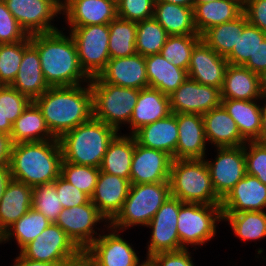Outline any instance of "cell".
Wrapping results in <instances>:
<instances>
[{
	"label": "cell",
	"mask_w": 266,
	"mask_h": 266,
	"mask_svg": "<svg viewBox=\"0 0 266 266\" xmlns=\"http://www.w3.org/2000/svg\"><path fill=\"white\" fill-rule=\"evenodd\" d=\"M27 35L58 30L51 21L62 14L61 0H4Z\"/></svg>",
	"instance_id": "obj_11"
},
{
	"label": "cell",
	"mask_w": 266,
	"mask_h": 266,
	"mask_svg": "<svg viewBox=\"0 0 266 266\" xmlns=\"http://www.w3.org/2000/svg\"><path fill=\"white\" fill-rule=\"evenodd\" d=\"M4 242V232L0 229V243Z\"/></svg>",
	"instance_id": "obj_62"
},
{
	"label": "cell",
	"mask_w": 266,
	"mask_h": 266,
	"mask_svg": "<svg viewBox=\"0 0 266 266\" xmlns=\"http://www.w3.org/2000/svg\"><path fill=\"white\" fill-rule=\"evenodd\" d=\"M260 91L263 99L266 98V70L259 75Z\"/></svg>",
	"instance_id": "obj_59"
},
{
	"label": "cell",
	"mask_w": 266,
	"mask_h": 266,
	"mask_svg": "<svg viewBox=\"0 0 266 266\" xmlns=\"http://www.w3.org/2000/svg\"><path fill=\"white\" fill-rule=\"evenodd\" d=\"M149 87L171 95L187 78L186 70L174 66L160 53L145 57Z\"/></svg>",
	"instance_id": "obj_31"
},
{
	"label": "cell",
	"mask_w": 266,
	"mask_h": 266,
	"mask_svg": "<svg viewBox=\"0 0 266 266\" xmlns=\"http://www.w3.org/2000/svg\"><path fill=\"white\" fill-rule=\"evenodd\" d=\"M169 114V96L156 88L147 87L139 90L136 106L130 118V134L133 135L142 126L166 118Z\"/></svg>",
	"instance_id": "obj_27"
},
{
	"label": "cell",
	"mask_w": 266,
	"mask_h": 266,
	"mask_svg": "<svg viewBox=\"0 0 266 266\" xmlns=\"http://www.w3.org/2000/svg\"><path fill=\"white\" fill-rule=\"evenodd\" d=\"M93 79L97 83H109L138 90L149 87L145 57L139 53L110 59L104 70Z\"/></svg>",
	"instance_id": "obj_18"
},
{
	"label": "cell",
	"mask_w": 266,
	"mask_h": 266,
	"mask_svg": "<svg viewBox=\"0 0 266 266\" xmlns=\"http://www.w3.org/2000/svg\"><path fill=\"white\" fill-rule=\"evenodd\" d=\"M171 196L184 203L220 205L205 159L173 160L170 171Z\"/></svg>",
	"instance_id": "obj_5"
},
{
	"label": "cell",
	"mask_w": 266,
	"mask_h": 266,
	"mask_svg": "<svg viewBox=\"0 0 266 266\" xmlns=\"http://www.w3.org/2000/svg\"><path fill=\"white\" fill-rule=\"evenodd\" d=\"M247 21L266 33V0H243Z\"/></svg>",
	"instance_id": "obj_52"
},
{
	"label": "cell",
	"mask_w": 266,
	"mask_h": 266,
	"mask_svg": "<svg viewBox=\"0 0 266 266\" xmlns=\"http://www.w3.org/2000/svg\"><path fill=\"white\" fill-rule=\"evenodd\" d=\"M10 136L13 144L56 139L51 134L40 109L33 101L14 122Z\"/></svg>",
	"instance_id": "obj_35"
},
{
	"label": "cell",
	"mask_w": 266,
	"mask_h": 266,
	"mask_svg": "<svg viewBox=\"0 0 266 266\" xmlns=\"http://www.w3.org/2000/svg\"><path fill=\"white\" fill-rule=\"evenodd\" d=\"M112 232L99 237L83 252L94 266H144L130 243H127L117 229L107 225Z\"/></svg>",
	"instance_id": "obj_13"
},
{
	"label": "cell",
	"mask_w": 266,
	"mask_h": 266,
	"mask_svg": "<svg viewBox=\"0 0 266 266\" xmlns=\"http://www.w3.org/2000/svg\"><path fill=\"white\" fill-rule=\"evenodd\" d=\"M167 37L165 29L154 17L137 22L136 52L143 57L160 53Z\"/></svg>",
	"instance_id": "obj_41"
},
{
	"label": "cell",
	"mask_w": 266,
	"mask_h": 266,
	"mask_svg": "<svg viewBox=\"0 0 266 266\" xmlns=\"http://www.w3.org/2000/svg\"><path fill=\"white\" fill-rule=\"evenodd\" d=\"M33 187L15 181L7 184L0 201V229L5 232L32 208Z\"/></svg>",
	"instance_id": "obj_30"
},
{
	"label": "cell",
	"mask_w": 266,
	"mask_h": 266,
	"mask_svg": "<svg viewBox=\"0 0 266 266\" xmlns=\"http://www.w3.org/2000/svg\"><path fill=\"white\" fill-rule=\"evenodd\" d=\"M28 35L8 10L4 0H0V44L23 41Z\"/></svg>",
	"instance_id": "obj_49"
},
{
	"label": "cell",
	"mask_w": 266,
	"mask_h": 266,
	"mask_svg": "<svg viewBox=\"0 0 266 266\" xmlns=\"http://www.w3.org/2000/svg\"><path fill=\"white\" fill-rule=\"evenodd\" d=\"M215 161L205 160L216 195L222 200L228 192L246 175L244 145L217 147Z\"/></svg>",
	"instance_id": "obj_14"
},
{
	"label": "cell",
	"mask_w": 266,
	"mask_h": 266,
	"mask_svg": "<svg viewBox=\"0 0 266 266\" xmlns=\"http://www.w3.org/2000/svg\"><path fill=\"white\" fill-rule=\"evenodd\" d=\"M12 146L11 136L0 132V166H9Z\"/></svg>",
	"instance_id": "obj_54"
},
{
	"label": "cell",
	"mask_w": 266,
	"mask_h": 266,
	"mask_svg": "<svg viewBox=\"0 0 266 266\" xmlns=\"http://www.w3.org/2000/svg\"><path fill=\"white\" fill-rule=\"evenodd\" d=\"M154 19L168 36L199 35L194 23L193 8L155 0Z\"/></svg>",
	"instance_id": "obj_33"
},
{
	"label": "cell",
	"mask_w": 266,
	"mask_h": 266,
	"mask_svg": "<svg viewBox=\"0 0 266 266\" xmlns=\"http://www.w3.org/2000/svg\"><path fill=\"white\" fill-rule=\"evenodd\" d=\"M99 173L100 168L77 165L62 159L60 176L89 197L94 193Z\"/></svg>",
	"instance_id": "obj_44"
},
{
	"label": "cell",
	"mask_w": 266,
	"mask_h": 266,
	"mask_svg": "<svg viewBox=\"0 0 266 266\" xmlns=\"http://www.w3.org/2000/svg\"><path fill=\"white\" fill-rule=\"evenodd\" d=\"M93 117L119 131L122 124H129L136 106L139 90L90 79ZM121 125V126H120Z\"/></svg>",
	"instance_id": "obj_7"
},
{
	"label": "cell",
	"mask_w": 266,
	"mask_h": 266,
	"mask_svg": "<svg viewBox=\"0 0 266 266\" xmlns=\"http://www.w3.org/2000/svg\"><path fill=\"white\" fill-rule=\"evenodd\" d=\"M110 59L136 54L137 23L116 17L109 24Z\"/></svg>",
	"instance_id": "obj_37"
},
{
	"label": "cell",
	"mask_w": 266,
	"mask_h": 266,
	"mask_svg": "<svg viewBox=\"0 0 266 266\" xmlns=\"http://www.w3.org/2000/svg\"><path fill=\"white\" fill-rule=\"evenodd\" d=\"M11 179L9 166H0V201Z\"/></svg>",
	"instance_id": "obj_56"
},
{
	"label": "cell",
	"mask_w": 266,
	"mask_h": 266,
	"mask_svg": "<svg viewBox=\"0 0 266 266\" xmlns=\"http://www.w3.org/2000/svg\"><path fill=\"white\" fill-rule=\"evenodd\" d=\"M133 135L141 146L164 151L176 160L177 114L171 113L166 118L144 125Z\"/></svg>",
	"instance_id": "obj_25"
},
{
	"label": "cell",
	"mask_w": 266,
	"mask_h": 266,
	"mask_svg": "<svg viewBox=\"0 0 266 266\" xmlns=\"http://www.w3.org/2000/svg\"><path fill=\"white\" fill-rule=\"evenodd\" d=\"M158 1L181 5L189 8H194L195 5V0H158Z\"/></svg>",
	"instance_id": "obj_58"
},
{
	"label": "cell",
	"mask_w": 266,
	"mask_h": 266,
	"mask_svg": "<svg viewBox=\"0 0 266 266\" xmlns=\"http://www.w3.org/2000/svg\"><path fill=\"white\" fill-rule=\"evenodd\" d=\"M155 0H118L117 17L132 22H140L154 17Z\"/></svg>",
	"instance_id": "obj_48"
},
{
	"label": "cell",
	"mask_w": 266,
	"mask_h": 266,
	"mask_svg": "<svg viewBox=\"0 0 266 266\" xmlns=\"http://www.w3.org/2000/svg\"><path fill=\"white\" fill-rule=\"evenodd\" d=\"M179 209L180 200L170 196L146 226L152 228L146 260L157 253L180 250L177 231Z\"/></svg>",
	"instance_id": "obj_15"
},
{
	"label": "cell",
	"mask_w": 266,
	"mask_h": 266,
	"mask_svg": "<svg viewBox=\"0 0 266 266\" xmlns=\"http://www.w3.org/2000/svg\"><path fill=\"white\" fill-rule=\"evenodd\" d=\"M62 152L59 140L13 144L10 175L30 187L54 182L60 176Z\"/></svg>",
	"instance_id": "obj_3"
},
{
	"label": "cell",
	"mask_w": 266,
	"mask_h": 266,
	"mask_svg": "<svg viewBox=\"0 0 266 266\" xmlns=\"http://www.w3.org/2000/svg\"><path fill=\"white\" fill-rule=\"evenodd\" d=\"M51 222L33 207L4 232V243L13 236L20 250L33 241Z\"/></svg>",
	"instance_id": "obj_39"
},
{
	"label": "cell",
	"mask_w": 266,
	"mask_h": 266,
	"mask_svg": "<svg viewBox=\"0 0 266 266\" xmlns=\"http://www.w3.org/2000/svg\"><path fill=\"white\" fill-rule=\"evenodd\" d=\"M176 159H205L206 136L202 115L177 113Z\"/></svg>",
	"instance_id": "obj_24"
},
{
	"label": "cell",
	"mask_w": 266,
	"mask_h": 266,
	"mask_svg": "<svg viewBox=\"0 0 266 266\" xmlns=\"http://www.w3.org/2000/svg\"><path fill=\"white\" fill-rule=\"evenodd\" d=\"M62 14L70 26L109 24L117 17L115 0H61ZM64 1V2H63Z\"/></svg>",
	"instance_id": "obj_21"
},
{
	"label": "cell",
	"mask_w": 266,
	"mask_h": 266,
	"mask_svg": "<svg viewBox=\"0 0 266 266\" xmlns=\"http://www.w3.org/2000/svg\"><path fill=\"white\" fill-rule=\"evenodd\" d=\"M248 23L244 13L235 20L222 23L206 30L201 39L220 56L227 57L233 50L242 35L243 27Z\"/></svg>",
	"instance_id": "obj_36"
},
{
	"label": "cell",
	"mask_w": 266,
	"mask_h": 266,
	"mask_svg": "<svg viewBox=\"0 0 266 266\" xmlns=\"http://www.w3.org/2000/svg\"><path fill=\"white\" fill-rule=\"evenodd\" d=\"M79 266H94L83 254L79 257Z\"/></svg>",
	"instance_id": "obj_60"
},
{
	"label": "cell",
	"mask_w": 266,
	"mask_h": 266,
	"mask_svg": "<svg viewBox=\"0 0 266 266\" xmlns=\"http://www.w3.org/2000/svg\"><path fill=\"white\" fill-rule=\"evenodd\" d=\"M118 134L113 127L94 118L78 125L58 140L66 162L100 168L106 150Z\"/></svg>",
	"instance_id": "obj_4"
},
{
	"label": "cell",
	"mask_w": 266,
	"mask_h": 266,
	"mask_svg": "<svg viewBox=\"0 0 266 266\" xmlns=\"http://www.w3.org/2000/svg\"><path fill=\"white\" fill-rule=\"evenodd\" d=\"M228 61L202 39L194 46L187 69L188 77L200 83L222 88Z\"/></svg>",
	"instance_id": "obj_19"
},
{
	"label": "cell",
	"mask_w": 266,
	"mask_h": 266,
	"mask_svg": "<svg viewBox=\"0 0 266 266\" xmlns=\"http://www.w3.org/2000/svg\"><path fill=\"white\" fill-rule=\"evenodd\" d=\"M169 102L171 113L203 115L221 105V89L214 86L201 85L188 77L169 95Z\"/></svg>",
	"instance_id": "obj_16"
},
{
	"label": "cell",
	"mask_w": 266,
	"mask_h": 266,
	"mask_svg": "<svg viewBox=\"0 0 266 266\" xmlns=\"http://www.w3.org/2000/svg\"><path fill=\"white\" fill-rule=\"evenodd\" d=\"M56 191L63 208L83 205L90 200L87 194L67 182L61 176L56 179Z\"/></svg>",
	"instance_id": "obj_50"
},
{
	"label": "cell",
	"mask_w": 266,
	"mask_h": 266,
	"mask_svg": "<svg viewBox=\"0 0 266 266\" xmlns=\"http://www.w3.org/2000/svg\"><path fill=\"white\" fill-rule=\"evenodd\" d=\"M32 207L42 213L51 223L56 222L63 210L56 191V180L33 188Z\"/></svg>",
	"instance_id": "obj_45"
},
{
	"label": "cell",
	"mask_w": 266,
	"mask_h": 266,
	"mask_svg": "<svg viewBox=\"0 0 266 266\" xmlns=\"http://www.w3.org/2000/svg\"><path fill=\"white\" fill-rule=\"evenodd\" d=\"M243 66L258 75L266 70V38L259 43L253 57H249Z\"/></svg>",
	"instance_id": "obj_53"
},
{
	"label": "cell",
	"mask_w": 266,
	"mask_h": 266,
	"mask_svg": "<svg viewBox=\"0 0 266 266\" xmlns=\"http://www.w3.org/2000/svg\"><path fill=\"white\" fill-rule=\"evenodd\" d=\"M37 48L41 69L49 87H68L89 83L90 78L80 66L75 41L60 29L30 35ZM83 82V83H82Z\"/></svg>",
	"instance_id": "obj_1"
},
{
	"label": "cell",
	"mask_w": 266,
	"mask_h": 266,
	"mask_svg": "<svg viewBox=\"0 0 266 266\" xmlns=\"http://www.w3.org/2000/svg\"><path fill=\"white\" fill-rule=\"evenodd\" d=\"M266 101V98H265ZM260 142L266 143V102L262 106V122L260 130Z\"/></svg>",
	"instance_id": "obj_57"
},
{
	"label": "cell",
	"mask_w": 266,
	"mask_h": 266,
	"mask_svg": "<svg viewBox=\"0 0 266 266\" xmlns=\"http://www.w3.org/2000/svg\"><path fill=\"white\" fill-rule=\"evenodd\" d=\"M223 221L220 205L184 203L180 201L177 231L180 250L187 245H204L216 234V221Z\"/></svg>",
	"instance_id": "obj_8"
},
{
	"label": "cell",
	"mask_w": 266,
	"mask_h": 266,
	"mask_svg": "<svg viewBox=\"0 0 266 266\" xmlns=\"http://www.w3.org/2000/svg\"><path fill=\"white\" fill-rule=\"evenodd\" d=\"M10 86L32 101L49 88L41 69L37 48L31 43L29 35L24 39L23 58L17 76Z\"/></svg>",
	"instance_id": "obj_23"
},
{
	"label": "cell",
	"mask_w": 266,
	"mask_h": 266,
	"mask_svg": "<svg viewBox=\"0 0 266 266\" xmlns=\"http://www.w3.org/2000/svg\"><path fill=\"white\" fill-rule=\"evenodd\" d=\"M13 264L14 265L12 266H60V265H63V264H51L48 262L30 260V259L23 257L20 253L14 260Z\"/></svg>",
	"instance_id": "obj_55"
},
{
	"label": "cell",
	"mask_w": 266,
	"mask_h": 266,
	"mask_svg": "<svg viewBox=\"0 0 266 266\" xmlns=\"http://www.w3.org/2000/svg\"><path fill=\"white\" fill-rule=\"evenodd\" d=\"M69 27L81 68L90 79L97 77L110 60L108 24Z\"/></svg>",
	"instance_id": "obj_9"
},
{
	"label": "cell",
	"mask_w": 266,
	"mask_h": 266,
	"mask_svg": "<svg viewBox=\"0 0 266 266\" xmlns=\"http://www.w3.org/2000/svg\"><path fill=\"white\" fill-rule=\"evenodd\" d=\"M101 221L106 222L105 227L109 225L96 206L89 200L83 205L63 208L55 224L84 252L99 237V233L95 232L94 228Z\"/></svg>",
	"instance_id": "obj_12"
},
{
	"label": "cell",
	"mask_w": 266,
	"mask_h": 266,
	"mask_svg": "<svg viewBox=\"0 0 266 266\" xmlns=\"http://www.w3.org/2000/svg\"><path fill=\"white\" fill-rule=\"evenodd\" d=\"M189 249L173 252H162L151 256L147 263L150 266H195Z\"/></svg>",
	"instance_id": "obj_51"
},
{
	"label": "cell",
	"mask_w": 266,
	"mask_h": 266,
	"mask_svg": "<svg viewBox=\"0 0 266 266\" xmlns=\"http://www.w3.org/2000/svg\"><path fill=\"white\" fill-rule=\"evenodd\" d=\"M130 186L129 180L100 171L90 200L108 223L120 212Z\"/></svg>",
	"instance_id": "obj_20"
},
{
	"label": "cell",
	"mask_w": 266,
	"mask_h": 266,
	"mask_svg": "<svg viewBox=\"0 0 266 266\" xmlns=\"http://www.w3.org/2000/svg\"><path fill=\"white\" fill-rule=\"evenodd\" d=\"M265 38L266 33L248 22L243 27L242 35H238L232 52L226 57L228 64L243 66L249 57H253L259 43Z\"/></svg>",
	"instance_id": "obj_43"
},
{
	"label": "cell",
	"mask_w": 266,
	"mask_h": 266,
	"mask_svg": "<svg viewBox=\"0 0 266 266\" xmlns=\"http://www.w3.org/2000/svg\"><path fill=\"white\" fill-rule=\"evenodd\" d=\"M110 142L104 155L100 171L116 175L130 181V170L135 148V137L132 134L119 135Z\"/></svg>",
	"instance_id": "obj_34"
},
{
	"label": "cell",
	"mask_w": 266,
	"mask_h": 266,
	"mask_svg": "<svg viewBox=\"0 0 266 266\" xmlns=\"http://www.w3.org/2000/svg\"><path fill=\"white\" fill-rule=\"evenodd\" d=\"M173 157L164 151L136 142L130 170V183L169 182Z\"/></svg>",
	"instance_id": "obj_17"
},
{
	"label": "cell",
	"mask_w": 266,
	"mask_h": 266,
	"mask_svg": "<svg viewBox=\"0 0 266 266\" xmlns=\"http://www.w3.org/2000/svg\"><path fill=\"white\" fill-rule=\"evenodd\" d=\"M222 213L264 211L266 185L258 178L246 174L221 200Z\"/></svg>",
	"instance_id": "obj_22"
},
{
	"label": "cell",
	"mask_w": 266,
	"mask_h": 266,
	"mask_svg": "<svg viewBox=\"0 0 266 266\" xmlns=\"http://www.w3.org/2000/svg\"><path fill=\"white\" fill-rule=\"evenodd\" d=\"M215 0H195V3H206V2H212Z\"/></svg>",
	"instance_id": "obj_63"
},
{
	"label": "cell",
	"mask_w": 266,
	"mask_h": 266,
	"mask_svg": "<svg viewBox=\"0 0 266 266\" xmlns=\"http://www.w3.org/2000/svg\"><path fill=\"white\" fill-rule=\"evenodd\" d=\"M221 105L236 122L241 136L247 142H260L262 106L256 100L222 99Z\"/></svg>",
	"instance_id": "obj_32"
},
{
	"label": "cell",
	"mask_w": 266,
	"mask_h": 266,
	"mask_svg": "<svg viewBox=\"0 0 266 266\" xmlns=\"http://www.w3.org/2000/svg\"><path fill=\"white\" fill-rule=\"evenodd\" d=\"M244 155L246 174L258 178L266 185V143L259 141L246 142L244 145Z\"/></svg>",
	"instance_id": "obj_47"
},
{
	"label": "cell",
	"mask_w": 266,
	"mask_h": 266,
	"mask_svg": "<svg viewBox=\"0 0 266 266\" xmlns=\"http://www.w3.org/2000/svg\"><path fill=\"white\" fill-rule=\"evenodd\" d=\"M170 196L169 182L131 184L120 212L109 226L120 232L136 225L147 226Z\"/></svg>",
	"instance_id": "obj_6"
},
{
	"label": "cell",
	"mask_w": 266,
	"mask_h": 266,
	"mask_svg": "<svg viewBox=\"0 0 266 266\" xmlns=\"http://www.w3.org/2000/svg\"><path fill=\"white\" fill-rule=\"evenodd\" d=\"M242 13L243 0L195 3L193 8L194 23L200 36L211 27L235 20Z\"/></svg>",
	"instance_id": "obj_29"
},
{
	"label": "cell",
	"mask_w": 266,
	"mask_h": 266,
	"mask_svg": "<svg viewBox=\"0 0 266 266\" xmlns=\"http://www.w3.org/2000/svg\"><path fill=\"white\" fill-rule=\"evenodd\" d=\"M60 266H79V258Z\"/></svg>",
	"instance_id": "obj_61"
},
{
	"label": "cell",
	"mask_w": 266,
	"mask_h": 266,
	"mask_svg": "<svg viewBox=\"0 0 266 266\" xmlns=\"http://www.w3.org/2000/svg\"><path fill=\"white\" fill-rule=\"evenodd\" d=\"M222 99L263 100L259 75L242 65L228 64L223 86Z\"/></svg>",
	"instance_id": "obj_28"
},
{
	"label": "cell",
	"mask_w": 266,
	"mask_h": 266,
	"mask_svg": "<svg viewBox=\"0 0 266 266\" xmlns=\"http://www.w3.org/2000/svg\"><path fill=\"white\" fill-rule=\"evenodd\" d=\"M20 254L34 261L66 264L83 255V251L58 225L51 223L33 241L25 245Z\"/></svg>",
	"instance_id": "obj_10"
},
{
	"label": "cell",
	"mask_w": 266,
	"mask_h": 266,
	"mask_svg": "<svg viewBox=\"0 0 266 266\" xmlns=\"http://www.w3.org/2000/svg\"><path fill=\"white\" fill-rule=\"evenodd\" d=\"M24 40L0 44V85H11L23 58Z\"/></svg>",
	"instance_id": "obj_46"
},
{
	"label": "cell",
	"mask_w": 266,
	"mask_h": 266,
	"mask_svg": "<svg viewBox=\"0 0 266 266\" xmlns=\"http://www.w3.org/2000/svg\"><path fill=\"white\" fill-rule=\"evenodd\" d=\"M68 87H49L33 100L40 109L51 134L59 139L93 116L90 83Z\"/></svg>",
	"instance_id": "obj_2"
},
{
	"label": "cell",
	"mask_w": 266,
	"mask_h": 266,
	"mask_svg": "<svg viewBox=\"0 0 266 266\" xmlns=\"http://www.w3.org/2000/svg\"><path fill=\"white\" fill-rule=\"evenodd\" d=\"M200 40V35L168 36L160 54L174 66L187 71L193 48Z\"/></svg>",
	"instance_id": "obj_42"
},
{
	"label": "cell",
	"mask_w": 266,
	"mask_h": 266,
	"mask_svg": "<svg viewBox=\"0 0 266 266\" xmlns=\"http://www.w3.org/2000/svg\"><path fill=\"white\" fill-rule=\"evenodd\" d=\"M207 142L215 147H236L246 144L236 122L220 105L202 115Z\"/></svg>",
	"instance_id": "obj_26"
},
{
	"label": "cell",
	"mask_w": 266,
	"mask_h": 266,
	"mask_svg": "<svg viewBox=\"0 0 266 266\" xmlns=\"http://www.w3.org/2000/svg\"><path fill=\"white\" fill-rule=\"evenodd\" d=\"M31 102L10 85H0V132L11 135L14 122Z\"/></svg>",
	"instance_id": "obj_40"
},
{
	"label": "cell",
	"mask_w": 266,
	"mask_h": 266,
	"mask_svg": "<svg viewBox=\"0 0 266 266\" xmlns=\"http://www.w3.org/2000/svg\"><path fill=\"white\" fill-rule=\"evenodd\" d=\"M223 220L230 222L233 232L243 241L260 240L266 237L265 211L222 213Z\"/></svg>",
	"instance_id": "obj_38"
}]
</instances>
